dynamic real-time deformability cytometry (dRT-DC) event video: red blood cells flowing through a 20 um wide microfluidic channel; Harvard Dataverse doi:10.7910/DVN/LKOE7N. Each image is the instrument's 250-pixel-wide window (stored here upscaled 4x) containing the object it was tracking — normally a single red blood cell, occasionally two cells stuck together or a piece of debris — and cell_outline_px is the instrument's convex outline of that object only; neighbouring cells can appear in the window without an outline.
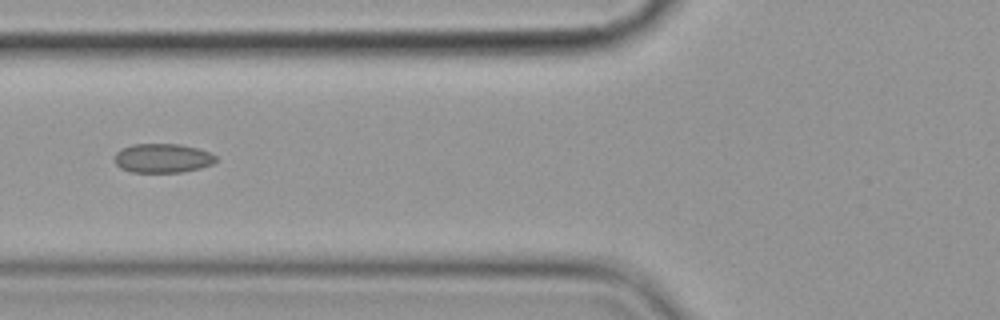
{"species": "common noctule bat (a hibernating species)", "species_latin": "Nyctalus noctula", "temperature_condition": "cold", "stored_images_in_passage": 7, "camera_frame_rate_fps": 3000, "um_per_image_px": 0.085, "animal": {"sex": "female", "body_mass_g": 19.9}, "frame": {"image": 1, "passage_image": 3, "time_ms": 2.667, "image_size_px": [1000, 320], "cell_outline_px": [[216, 160], [212, 164], [200, 168], [180, 172], [132, 172], [120, 168], [116, 164], [116, 152], [120, 148], [132, 144], [180, 144], [196, 148], [208, 152], [216, 156]], "centroid_in_image_um": [13.8, 13.44], "position_along_channel_um": 112.0, "area_um2": 17.11}}
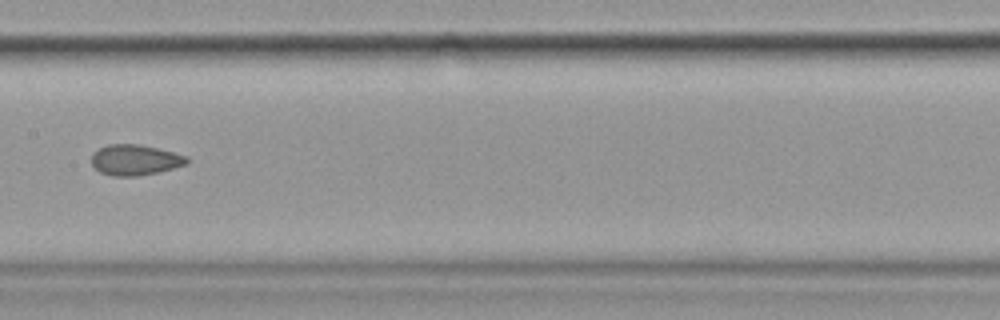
{"frame": {"image": 2, "passage_image": 5, "time_ms": 5.0, "image_size_px": [1000, 320], "cell_outline_px": [[188, 164], [156, 172], [136, 176], [112, 176], [100, 172], [92, 164], [92, 152], [108, 144], [140, 144], [188, 156]], "centroid_in_image_um": [11.46, 13.59], "position_along_channel_um": 195.9, "area_um2": 16.88}}
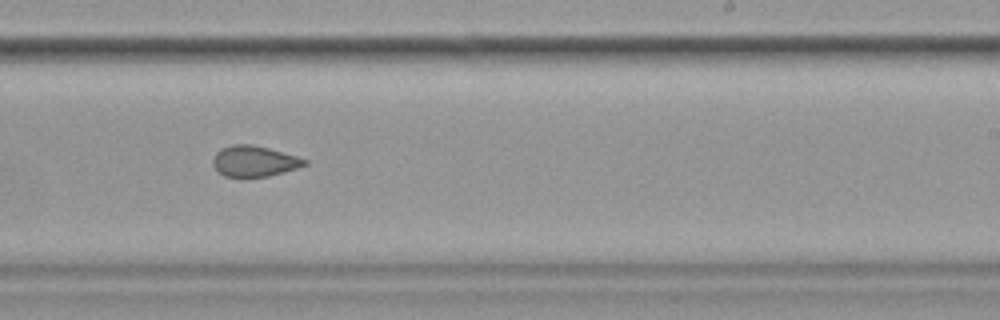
{"frame": {"image": 3, "passage_image": 7, "time_ms": 7.0, "image_size_px": [1000, 320], "cell_outline_px": [[308, 164], [296, 168], [268, 176], [224, 176], [212, 164], [212, 160], [216, 152], [220, 148], [232, 144], [252, 144], [268, 148], [296, 156], [308, 160]], "centroid_in_image_um": [21.59, 13.68], "position_along_channel_um": 267.4, "area_um2": 16.24}}